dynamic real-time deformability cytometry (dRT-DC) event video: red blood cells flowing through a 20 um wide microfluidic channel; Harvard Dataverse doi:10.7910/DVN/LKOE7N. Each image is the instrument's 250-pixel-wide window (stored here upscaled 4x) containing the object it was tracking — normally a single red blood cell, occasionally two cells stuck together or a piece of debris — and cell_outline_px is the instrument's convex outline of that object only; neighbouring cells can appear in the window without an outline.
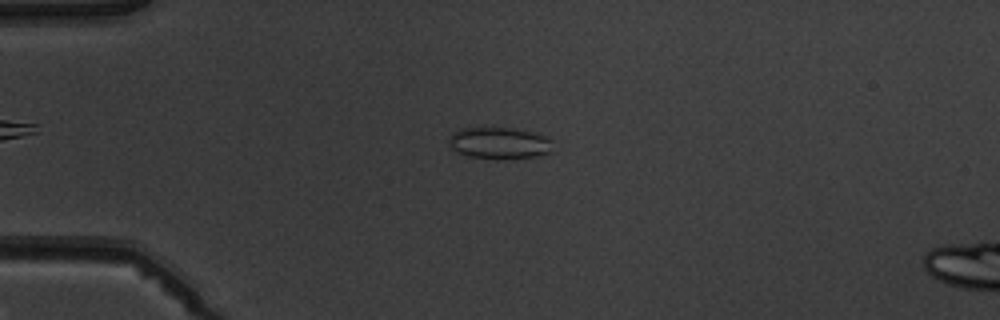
{"species": "common noctule bat (a hibernating species)", "species_latin": "Nyctalus noctula", "temperature_condition": "warm", "stored_images_in_passage": 4, "camera_frame_rate_fps": 3000, "um_per_image_px": 0.085, "animal": {"sex": "male", "body_mass_g": 19.5, "forearm_length_mm": 54.6}, "frame": {"image": 1, "passage_image": 2, "time_ms": 2.333, "image_size_px": [1000, 320], "cell_outline_px": [[552, 152], [536, 156], [468, 156], [452, 148], [448, 144], [448, 140], [452, 132], [460, 128], [516, 128], [548, 136], [552, 140]], "centroid_in_image_um": [42.46, 12.1], "position_along_channel_um": 42.5, "area_um2": 18.5}}